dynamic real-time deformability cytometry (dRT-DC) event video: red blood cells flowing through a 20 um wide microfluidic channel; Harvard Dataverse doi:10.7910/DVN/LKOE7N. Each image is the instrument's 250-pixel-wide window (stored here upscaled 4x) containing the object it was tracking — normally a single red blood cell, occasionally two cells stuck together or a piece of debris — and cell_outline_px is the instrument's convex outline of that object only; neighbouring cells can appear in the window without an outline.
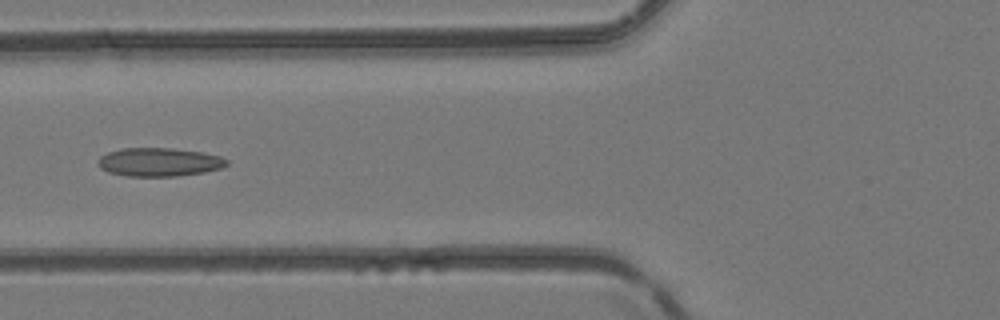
{"species": "common noctule bat (a hibernating species)", "species_latin": "Nyctalus noctula", "temperature_condition": "room temperature", "stored_images_in_passage": 5, "camera_frame_rate_fps": 3000, "um_per_image_px": 0.085, "animal": {"sex": "female", "body_mass_g": 24.6, "forearm_length_mm": 56.2}, "frame": {"image": 1, "passage_image": 5, "time_ms": 1.333, "image_size_px": [1000, 320], "cell_outline_px": [[228, 164], [220, 168], [204, 172], [176, 176], [128, 176], [108, 172], [100, 168], [96, 160], [100, 156], [108, 152], [120, 148], [172, 148], [200, 152], [220, 156], [228, 160]], "centroid_in_image_um": [13.49, 13.77], "position_along_channel_um": 112.3, "area_um2": 21.39}}